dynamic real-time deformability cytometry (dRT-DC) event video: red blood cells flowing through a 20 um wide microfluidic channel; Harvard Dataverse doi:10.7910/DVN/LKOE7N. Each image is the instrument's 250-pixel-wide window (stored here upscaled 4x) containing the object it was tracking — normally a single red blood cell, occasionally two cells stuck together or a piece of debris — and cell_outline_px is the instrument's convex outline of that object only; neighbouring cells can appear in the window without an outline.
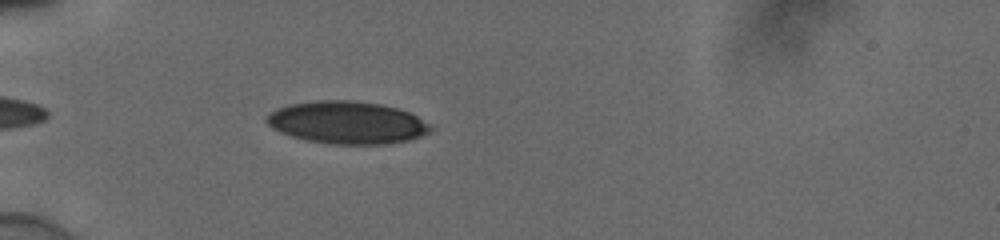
{"species": "human", "species_latin": "Homo sapiens", "temperature_condition": "cold", "stored_images_in_passage": 37, "camera_frame_rate_fps": 3000, "um_per_image_px": 0.085, "donor": {"sex": "male"}, "frame": {"image": 1, "passage_image": 1, "time_ms": 0.0, "image_size_px": [1000, 240], "cell_outline_px": [[432, 128], [428, 132], [420, 136], [408, 140], [384, 144], [328, 144], [308, 140], [292, 136], [272, 128], [264, 120], [264, 116], [276, 108], [288, 104], [316, 100], [352, 100], [380, 104], [396, 108], [408, 112], [416, 116], [428, 124]], "centroid_in_image_um": [29.44, 10.41], "position_along_channel_um": 55.6, "area_um2": 40.46}}
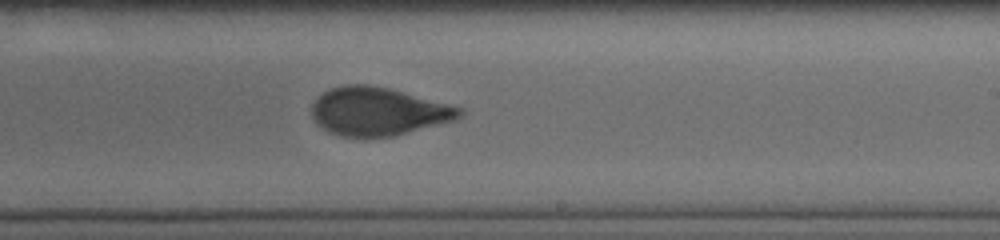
{"frame": {"image": 2, "passage_image": 18, "time_ms": 5.667, "image_size_px": [1000, 240], "cell_outline_px": [[464, 112], [460, 116], [452, 120], [392, 136], [364, 140], [340, 136], [328, 132], [316, 124], [312, 116], [312, 104], [316, 96], [332, 88], [344, 84], [368, 84], [388, 88], [464, 108]], "centroid_in_image_um": [32.06, 9.49], "position_along_channel_um": 256.9, "area_um2": 41.85}}
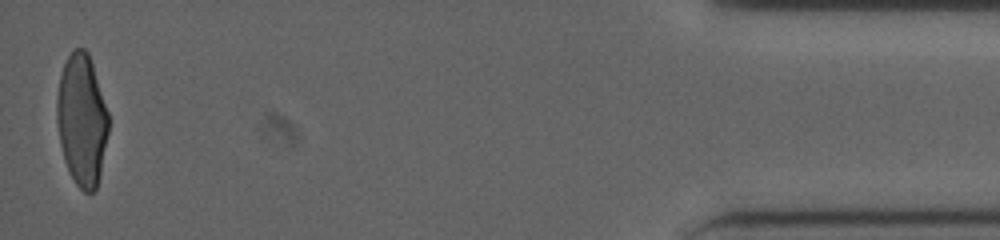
{"frame": {"image": 3, "passage_image": 37, "time_ms": 12.0, "image_size_px": [1000, 240], "cell_outline_px": [[108, 132], [100, 172], [96, 188], [92, 192], [84, 192], [76, 184], [68, 172], [64, 160], [60, 144], [56, 120], [56, 96], [60, 76], [64, 64], [72, 48], [84, 48], [88, 52], [108, 112]], "centroid_in_image_um": [6.93, 10.18], "position_along_channel_um": 428.3, "area_um2": 39.54}, "authors_computed_cell_mechanics": {"area_um2": 41.7894, "velocity_mm_per_s": 3.8915, "shape_relaxation_time_tau1_ms": 4.4452, "shape_relaxation_time_tau2_ms": 0.8127, "deformation_change_tau1": 0.1728, "deformation_change_tau2": 0.0578}}